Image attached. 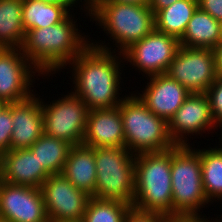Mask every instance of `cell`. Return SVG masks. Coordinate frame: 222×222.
Listing matches in <instances>:
<instances>
[{"instance_id":"cell-1","label":"cell","mask_w":222,"mask_h":222,"mask_svg":"<svg viewBox=\"0 0 222 222\" xmlns=\"http://www.w3.org/2000/svg\"><path fill=\"white\" fill-rule=\"evenodd\" d=\"M109 43L91 40L68 64L72 69L70 77L73 76L70 78L74 84L72 92L83 100L88 110L115 108L125 98L123 95L119 97L122 79L120 69L125 66L123 54L116 53V48L112 50Z\"/></svg>"},{"instance_id":"cell-2","label":"cell","mask_w":222,"mask_h":222,"mask_svg":"<svg viewBox=\"0 0 222 222\" xmlns=\"http://www.w3.org/2000/svg\"><path fill=\"white\" fill-rule=\"evenodd\" d=\"M73 15L56 25L25 32L22 52L44 77L65 69L90 44L91 38L78 29Z\"/></svg>"},{"instance_id":"cell-3","label":"cell","mask_w":222,"mask_h":222,"mask_svg":"<svg viewBox=\"0 0 222 222\" xmlns=\"http://www.w3.org/2000/svg\"><path fill=\"white\" fill-rule=\"evenodd\" d=\"M171 149L135 155L132 208L172 217Z\"/></svg>"},{"instance_id":"cell-4","label":"cell","mask_w":222,"mask_h":222,"mask_svg":"<svg viewBox=\"0 0 222 222\" xmlns=\"http://www.w3.org/2000/svg\"><path fill=\"white\" fill-rule=\"evenodd\" d=\"M88 7L90 22H98L96 25L106 31L118 53H123L155 29V16L149 3L88 2Z\"/></svg>"},{"instance_id":"cell-5","label":"cell","mask_w":222,"mask_h":222,"mask_svg":"<svg viewBox=\"0 0 222 222\" xmlns=\"http://www.w3.org/2000/svg\"><path fill=\"white\" fill-rule=\"evenodd\" d=\"M194 148L175 145L171 149L172 217H202L200 210L211 205L203 188L199 149Z\"/></svg>"},{"instance_id":"cell-6","label":"cell","mask_w":222,"mask_h":222,"mask_svg":"<svg viewBox=\"0 0 222 222\" xmlns=\"http://www.w3.org/2000/svg\"><path fill=\"white\" fill-rule=\"evenodd\" d=\"M119 107L125 147L131 153L163 152L175 146L168 133V123L152 113L134 91L131 95H125Z\"/></svg>"},{"instance_id":"cell-7","label":"cell","mask_w":222,"mask_h":222,"mask_svg":"<svg viewBox=\"0 0 222 222\" xmlns=\"http://www.w3.org/2000/svg\"><path fill=\"white\" fill-rule=\"evenodd\" d=\"M96 184L92 197L133 204L135 196V154L125 146L94 148Z\"/></svg>"},{"instance_id":"cell-8","label":"cell","mask_w":222,"mask_h":222,"mask_svg":"<svg viewBox=\"0 0 222 222\" xmlns=\"http://www.w3.org/2000/svg\"><path fill=\"white\" fill-rule=\"evenodd\" d=\"M40 101L44 134L71 145L83 144L89 111L83 100L70 91L58 100L46 103L40 98Z\"/></svg>"},{"instance_id":"cell-9","label":"cell","mask_w":222,"mask_h":222,"mask_svg":"<svg viewBox=\"0 0 222 222\" xmlns=\"http://www.w3.org/2000/svg\"><path fill=\"white\" fill-rule=\"evenodd\" d=\"M166 74L190 93H205L217 79L213 49L180 45Z\"/></svg>"},{"instance_id":"cell-10","label":"cell","mask_w":222,"mask_h":222,"mask_svg":"<svg viewBox=\"0 0 222 222\" xmlns=\"http://www.w3.org/2000/svg\"><path fill=\"white\" fill-rule=\"evenodd\" d=\"M179 47L177 38L154 29L122 54L124 61L130 62L132 68L135 67L136 71L143 72L142 75L151 77L166 73Z\"/></svg>"},{"instance_id":"cell-11","label":"cell","mask_w":222,"mask_h":222,"mask_svg":"<svg viewBox=\"0 0 222 222\" xmlns=\"http://www.w3.org/2000/svg\"><path fill=\"white\" fill-rule=\"evenodd\" d=\"M40 189L49 222L83 220L91 196L77 189L62 173L50 175Z\"/></svg>"},{"instance_id":"cell-12","label":"cell","mask_w":222,"mask_h":222,"mask_svg":"<svg viewBox=\"0 0 222 222\" xmlns=\"http://www.w3.org/2000/svg\"><path fill=\"white\" fill-rule=\"evenodd\" d=\"M36 73L43 75L21 48H0V99L14 103L29 98L35 93Z\"/></svg>"},{"instance_id":"cell-13","label":"cell","mask_w":222,"mask_h":222,"mask_svg":"<svg viewBox=\"0 0 222 222\" xmlns=\"http://www.w3.org/2000/svg\"><path fill=\"white\" fill-rule=\"evenodd\" d=\"M0 221L49 222L41 189L1 180Z\"/></svg>"},{"instance_id":"cell-14","label":"cell","mask_w":222,"mask_h":222,"mask_svg":"<svg viewBox=\"0 0 222 222\" xmlns=\"http://www.w3.org/2000/svg\"><path fill=\"white\" fill-rule=\"evenodd\" d=\"M214 129L218 130L205 93H191L168 122V133L175 145H190L188 137Z\"/></svg>"},{"instance_id":"cell-15","label":"cell","mask_w":222,"mask_h":222,"mask_svg":"<svg viewBox=\"0 0 222 222\" xmlns=\"http://www.w3.org/2000/svg\"><path fill=\"white\" fill-rule=\"evenodd\" d=\"M149 82L142 93H134L155 115L167 123L191 94L182 84L166 73L147 77ZM138 94V95H137Z\"/></svg>"},{"instance_id":"cell-16","label":"cell","mask_w":222,"mask_h":222,"mask_svg":"<svg viewBox=\"0 0 222 222\" xmlns=\"http://www.w3.org/2000/svg\"><path fill=\"white\" fill-rule=\"evenodd\" d=\"M49 176L30 148L10 149L0 157V178L8 184L41 188Z\"/></svg>"},{"instance_id":"cell-17","label":"cell","mask_w":222,"mask_h":222,"mask_svg":"<svg viewBox=\"0 0 222 222\" xmlns=\"http://www.w3.org/2000/svg\"><path fill=\"white\" fill-rule=\"evenodd\" d=\"M38 96L34 93L12 103L11 149L30 148L43 135L42 105Z\"/></svg>"},{"instance_id":"cell-18","label":"cell","mask_w":222,"mask_h":222,"mask_svg":"<svg viewBox=\"0 0 222 222\" xmlns=\"http://www.w3.org/2000/svg\"><path fill=\"white\" fill-rule=\"evenodd\" d=\"M83 144L92 148L125 146L124 126L119 106L88 111Z\"/></svg>"},{"instance_id":"cell-19","label":"cell","mask_w":222,"mask_h":222,"mask_svg":"<svg viewBox=\"0 0 222 222\" xmlns=\"http://www.w3.org/2000/svg\"><path fill=\"white\" fill-rule=\"evenodd\" d=\"M62 174L79 190L93 196L97 179L94 148L73 145Z\"/></svg>"},{"instance_id":"cell-20","label":"cell","mask_w":222,"mask_h":222,"mask_svg":"<svg viewBox=\"0 0 222 222\" xmlns=\"http://www.w3.org/2000/svg\"><path fill=\"white\" fill-rule=\"evenodd\" d=\"M220 24L221 22L197 7L179 43L188 48L214 49L219 44Z\"/></svg>"},{"instance_id":"cell-21","label":"cell","mask_w":222,"mask_h":222,"mask_svg":"<svg viewBox=\"0 0 222 222\" xmlns=\"http://www.w3.org/2000/svg\"><path fill=\"white\" fill-rule=\"evenodd\" d=\"M198 7V0H179L155 16V29L180 40L186 31L189 20Z\"/></svg>"},{"instance_id":"cell-22","label":"cell","mask_w":222,"mask_h":222,"mask_svg":"<svg viewBox=\"0 0 222 222\" xmlns=\"http://www.w3.org/2000/svg\"><path fill=\"white\" fill-rule=\"evenodd\" d=\"M23 0H0V48H21L25 38Z\"/></svg>"},{"instance_id":"cell-23","label":"cell","mask_w":222,"mask_h":222,"mask_svg":"<svg viewBox=\"0 0 222 222\" xmlns=\"http://www.w3.org/2000/svg\"><path fill=\"white\" fill-rule=\"evenodd\" d=\"M70 13L63 5L45 3L41 0H23L22 22L24 31L56 25Z\"/></svg>"},{"instance_id":"cell-24","label":"cell","mask_w":222,"mask_h":222,"mask_svg":"<svg viewBox=\"0 0 222 222\" xmlns=\"http://www.w3.org/2000/svg\"><path fill=\"white\" fill-rule=\"evenodd\" d=\"M70 143L43 135L30 147L36 154L39 164L50 174H61L71 150Z\"/></svg>"},{"instance_id":"cell-25","label":"cell","mask_w":222,"mask_h":222,"mask_svg":"<svg viewBox=\"0 0 222 222\" xmlns=\"http://www.w3.org/2000/svg\"><path fill=\"white\" fill-rule=\"evenodd\" d=\"M199 155L205 196L210 204L214 200L219 202L222 199V146L199 149Z\"/></svg>"},{"instance_id":"cell-26","label":"cell","mask_w":222,"mask_h":222,"mask_svg":"<svg viewBox=\"0 0 222 222\" xmlns=\"http://www.w3.org/2000/svg\"><path fill=\"white\" fill-rule=\"evenodd\" d=\"M131 208V205L121 201L91 197L83 222H124Z\"/></svg>"},{"instance_id":"cell-27","label":"cell","mask_w":222,"mask_h":222,"mask_svg":"<svg viewBox=\"0 0 222 222\" xmlns=\"http://www.w3.org/2000/svg\"><path fill=\"white\" fill-rule=\"evenodd\" d=\"M209 100L213 120L217 127L222 126V78L217 79L205 92Z\"/></svg>"},{"instance_id":"cell-28","label":"cell","mask_w":222,"mask_h":222,"mask_svg":"<svg viewBox=\"0 0 222 222\" xmlns=\"http://www.w3.org/2000/svg\"><path fill=\"white\" fill-rule=\"evenodd\" d=\"M12 123V103H9L0 114V157L11 149Z\"/></svg>"},{"instance_id":"cell-29","label":"cell","mask_w":222,"mask_h":222,"mask_svg":"<svg viewBox=\"0 0 222 222\" xmlns=\"http://www.w3.org/2000/svg\"><path fill=\"white\" fill-rule=\"evenodd\" d=\"M167 218L158 213L141 212L131 208L124 222H165Z\"/></svg>"},{"instance_id":"cell-30","label":"cell","mask_w":222,"mask_h":222,"mask_svg":"<svg viewBox=\"0 0 222 222\" xmlns=\"http://www.w3.org/2000/svg\"><path fill=\"white\" fill-rule=\"evenodd\" d=\"M198 7L222 22V0H198Z\"/></svg>"},{"instance_id":"cell-31","label":"cell","mask_w":222,"mask_h":222,"mask_svg":"<svg viewBox=\"0 0 222 222\" xmlns=\"http://www.w3.org/2000/svg\"><path fill=\"white\" fill-rule=\"evenodd\" d=\"M41 1H43V2H45V3H51V4H58V5H63V6H65L70 12H71V10H74V8L73 7H76L77 8V4H79L80 2L81 3H83L82 5H80L81 7H84V9L83 8H80V10L82 9L83 11H85L86 12V16L89 14V7H88V0H83V2H82V0L80 1V0H41ZM78 1V2H77ZM80 1V2H79ZM76 3V4H75ZM71 7H72V9H71ZM71 9V10H70ZM86 9V10H85Z\"/></svg>"},{"instance_id":"cell-32","label":"cell","mask_w":222,"mask_h":222,"mask_svg":"<svg viewBox=\"0 0 222 222\" xmlns=\"http://www.w3.org/2000/svg\"><path fill=\"white\" fill-rule=\"evenodd\" d=\"M215 59V71L219 78H222V42L213 49Z\"/></svg>"},{"instance_id":"cell-33","label":"cell","mask_w":222,"mask_h":222,"mask_svg":"<svg viewBox=\"0 0 222 222\" xmlns=\"http://www.w3.org/2000/svg\"><path fill=\"white\" fill-rule=\"evenodd\" d=\"M179 0H149L150 8L154 15L161 9H165Z\"/></svg>"},{"instance_id":"cell-34","label":"cell","mask_w":222,"mask_h":222,"mask_svg":"<svg viewBox=\"0 0 222 222\" xmlns=\"http://www.w3.org/2000/svg\"><path fill=\"white\" fill-rule=\"evenodd\" d=\"M207 217H168L165 222H208Z\"/></svg>"},{"instance_id":"cell-35","label":"cell","mask_w":222,"mask_h":222,"mask_svg":"<svg viewBox=\"0 0 222 222\" xmlns=\"http://www.w3.org/2000/svg\"><path fill=\"white\" fill-rule=\"evenodd\" d=\"M88 2H120L128 4H148L149 0H88Z\"/></svg>"},{"instance_id":"cell-36","label":"cell","mask_w":222,"mask_h":222,"mask_svg":"<svg viewBox=\"0 0 222 222\" xmlns=\"http://www.w3.org/2000/svg\"><path fill=\"white\" fill-rule=\"evenodd\" d=\"M9 105L8 102H6L5 100L3 99H0V114L1 112Z\"/></svg>"},{"instance_id":"cell-37","label":"cell","mask_w":222,"mask_h":222,"mask_svg":"<svg viewBox=\"0 0 222 222\" xmlns=\"http://www.w3.org/2000/svg\"><path fill=\"white\" fill-rule=\"evenodd\" d=\"M222 200V199H221ZM219 216H221V217H219V219H218V217L217 218H215V220L213 219L212 220V218H211V220H208V222H222V215H219ZM221 218V219H220Z\"/></svg>"},{"instance_id":"cell-38","label":"cell","mask_w":222,"mask_h":222,"mask_svg":"<svg viewBox=\"0 0 222 222\" xmlns=\"http://www.w3.org/2000/svg\"><path fill=\"white\" fill-rule=\"evenodd\" d=\"M219 42H222V22L220 24Z\"/></svg>"},{"instance_id":"cell-39","label":"cell","mask_w":222,"mask_h":222,"mask_svg":"<svg viewBox=\"0 0 222 222\" xmlns=\"http://www.w3.org/2000/svg\"><path fill=\"white\" fill-rule=\"evenodd\" d=\"M219 128L222 129V126H220ZM220 135H221V138L219 137L218 139H220L222 141V130H221V134ZM217 145H221L222 146V142H221V144H217Z\"/></svg>"},{"instance_id":"cell-40","label":"cell","mask_w":222,"mask_h":222,"mask_svg":"<svg viewBox=\"0 0 222 222\" xmlns=\"http://www.w3.org/2000/svg\"><path fill=\"white\" fill-rule=\"evenodd\" d=\"M61 222H83V220H80V221H61Z\"/></svg>"}]
</instances>
